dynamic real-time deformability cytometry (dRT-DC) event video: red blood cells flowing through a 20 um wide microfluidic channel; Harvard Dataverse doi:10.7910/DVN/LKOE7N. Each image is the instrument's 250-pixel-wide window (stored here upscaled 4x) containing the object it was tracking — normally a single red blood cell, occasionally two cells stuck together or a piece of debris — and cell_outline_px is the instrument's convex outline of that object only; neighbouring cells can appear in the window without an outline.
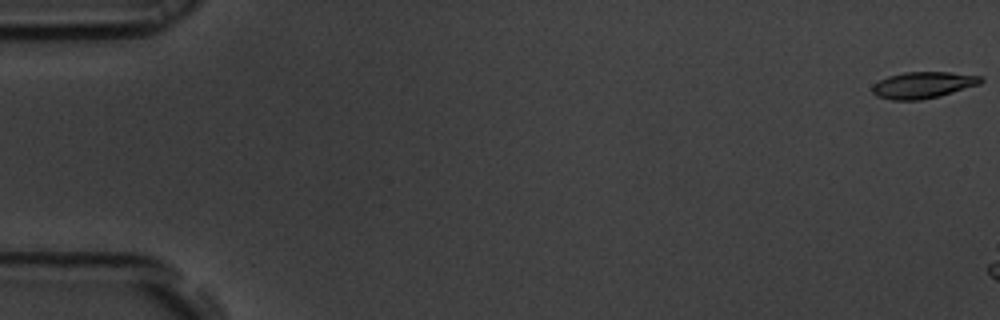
{"species": "common noctule bat (a hibernating species)", "species_latin": "Nyctalus noctula", "temperature_condition": "room temperature", "stored_images_in_passage": 10, "camera_frame_rate_fps": 3000, "um_per_image_px": 0.085, "animal": {"sex": "male", "body_mass_g": 19.5, "forearm_length_mm": 54.6}, "frame": {"image": 1, "passage_image": 1, "time_ms": 0.0, "image_size_px": [1000, 320], "cell_outline_px": [[984, 80], [980, 84], [940, 96], [920, 100], [892, 100], [876, 96], [872, 92], [872, 84], [888, 76], [904, 72], [948, 72], [984, 76]], "centroid_in_image_um": [78.46, 7.22], "position_along_channel_um": 6.5, "area_um2": 16.88}}